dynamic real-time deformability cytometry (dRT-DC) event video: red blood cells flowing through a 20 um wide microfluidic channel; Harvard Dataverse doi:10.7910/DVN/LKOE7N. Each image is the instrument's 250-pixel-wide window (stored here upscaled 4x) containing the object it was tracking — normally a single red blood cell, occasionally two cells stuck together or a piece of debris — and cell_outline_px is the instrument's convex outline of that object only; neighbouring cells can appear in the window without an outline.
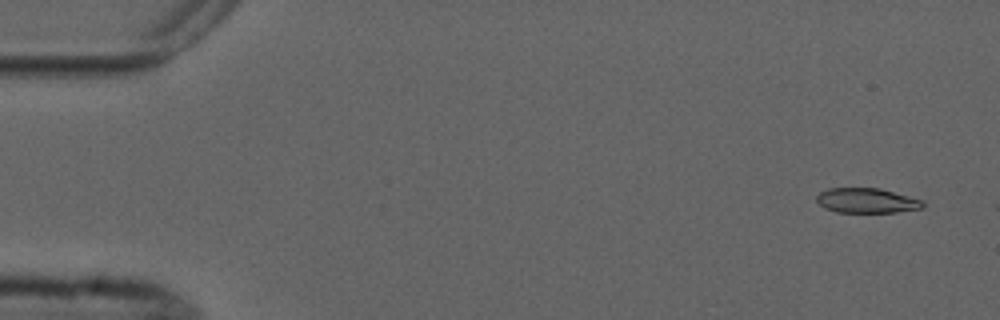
{"species": "common noctule bat (a hibernating species)", "species_latin": "Nyctalus noctula", "temperature_condition": "cold", "stored_images_in_passage": 6, "camera_frame_rate_fps": 3000, "um_per_image_px": 0.085, "animal": {"sex": "male", "forearm_length_mm": 52.5}, "frame": {"image": 1, "passage_image": 1, "time_ms": 0.0, "image_size_px": [1000, 320], "cell_outline_px": [[924, 208], [896, 212], [836, 212], [824, 208], [816, 200], [816, 196], [820, 192], [828, 188], [880, 188], [924, 200]], "centroid_in_image_um": [73.69, 17.05], "position_along_channel_um": 11.3, "area_um2": 15.49}}
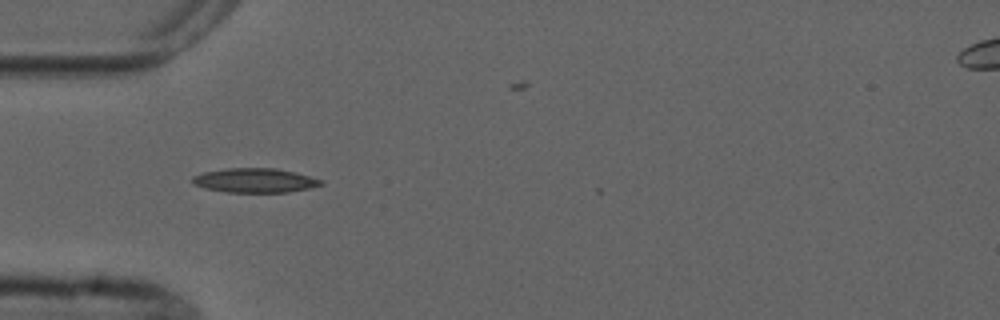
{"frame": {"image": 2, "passage_image": 5, "time_ms": 4.667, "image_size_px": [1000, 320], "cell_outline_px": [[324, 184], [308, 188], [288, 192], [224, 192], [204, 188], [192, 184], [192, 176], [204, 172], [228, 168], [276, 168], [296, 172], [324, 180]], "centroid_in_image_um": [21.66, 15.33], "position_along_channel_um": 63.3, "area_um2": 18.32}}
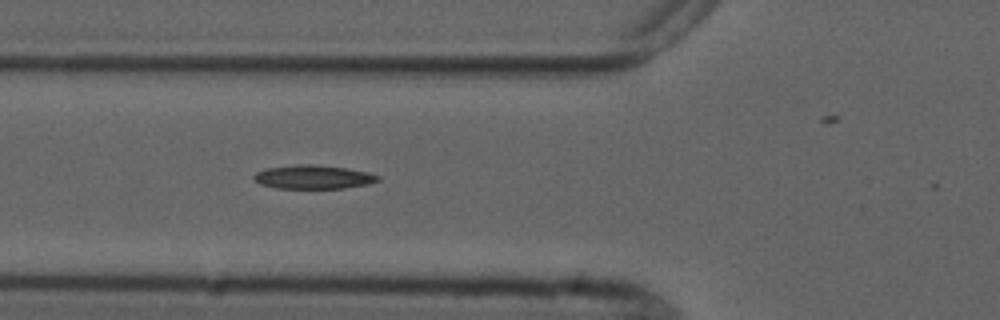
{"frame": {"image": 3, "passage_image": 6, "time_ms": 5.667, "image_size_px": [1000, 320], "cell_outline_px": [[380, 180], [368, 184], [344, 188], [276, 188], [260, 184], [252, 176], [256, 172], [268, 168], [300, 164], [312, 164], [344, 168], [368, 172], [380, 176]], "centroid_in_image_um": [26.64, 15.05], "position_along_channel_um": 99.2, "area_um2": 16.99}}